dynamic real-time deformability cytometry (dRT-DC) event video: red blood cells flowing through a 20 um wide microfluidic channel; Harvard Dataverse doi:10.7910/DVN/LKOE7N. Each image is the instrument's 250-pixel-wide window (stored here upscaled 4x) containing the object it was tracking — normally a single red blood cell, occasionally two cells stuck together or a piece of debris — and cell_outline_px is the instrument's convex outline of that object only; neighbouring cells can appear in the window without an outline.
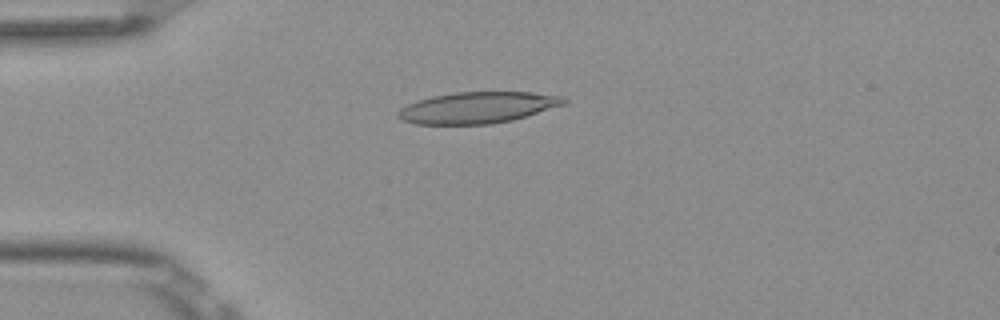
{"species": "Egyptian fruit bat (a non-hibernating species)", "species_latin": "Rousettus aegyptiacus", "temperature_condition": "room temperature", "stored_images_in_passage": 4, "camera_frame_rate_fps": 3000, "um_per_image_px": 0.085, "frame": {"image": 1, "passage_image": 4, "time_ms": 1.0, "image_size_px": [1000, 320], "cell_outline_px": [[568, 100], [564, 104], [512, 120], [492, 124], [416, 124], [400, 120], [396, 116], [396, 112], [400, 108], [408, 104], [432, 96], [456, 92], [532, 92], [564, 96]], "centroid_in_image_um": [40.57, 9.14], "position_along_channel_um": 44.4, "area_um2": 30.23}}